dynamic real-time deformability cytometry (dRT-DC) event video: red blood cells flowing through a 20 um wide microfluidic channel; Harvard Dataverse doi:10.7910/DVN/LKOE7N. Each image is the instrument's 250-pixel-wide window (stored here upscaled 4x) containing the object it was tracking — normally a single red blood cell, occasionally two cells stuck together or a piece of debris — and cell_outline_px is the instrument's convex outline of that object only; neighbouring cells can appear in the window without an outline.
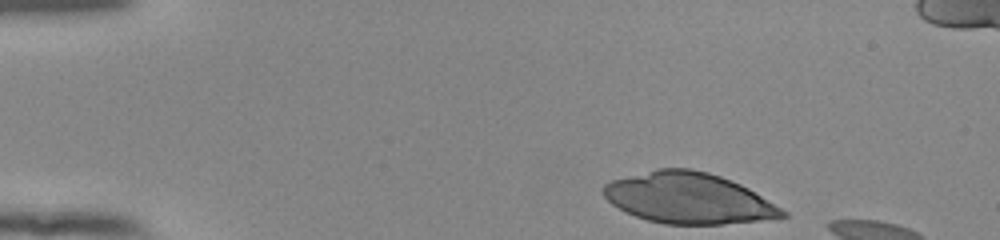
{"species": "human", "species_latin": "Homo sapiens", "temperature_condition": "room temperature", "stored_images_in_passage": 7, "camera_frame_rate_fps": 3000, "um_per_image_px": 0.085, "donor": {"sex": "female"}, "frame": {"image": 1, "passage_image": 1, "time_ms": 0.0, "image_size_px": [1000, 240], "cell_outline_px": [[788, 216], [756, 220], [720, 224], [664, 224], [648, 220], [624, 212], [612, 204], [604, 196], [604, 184], [612, 180], [656, 168], [692, 168], [708, 172], [720, 176], [740, 184], [748, 188], [788, 212]], "centroid_in_image_um": [58.49, 16.83], "position_along_channel_um": 26.5, "area_um2": 52.66}}